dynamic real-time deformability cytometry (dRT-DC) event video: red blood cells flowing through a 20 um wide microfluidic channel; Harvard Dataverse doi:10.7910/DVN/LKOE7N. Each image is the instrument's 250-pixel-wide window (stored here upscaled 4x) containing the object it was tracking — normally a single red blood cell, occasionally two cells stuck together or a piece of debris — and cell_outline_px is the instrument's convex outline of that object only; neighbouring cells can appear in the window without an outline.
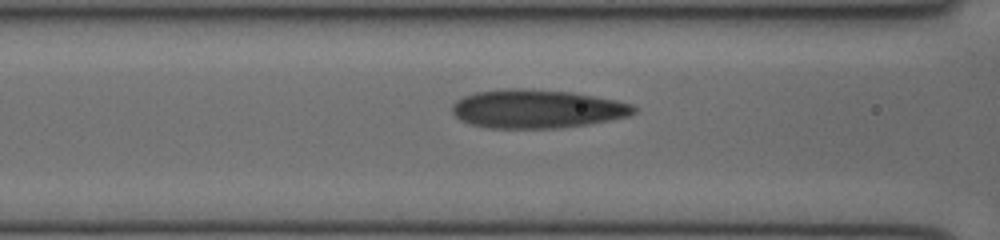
{"species": "human", "species_latin": "Homo sapiens", "temperature_condition": "cold", "stored_images_in_passage": 35, "camera_frame_rate_fps": 3000, "um_per_image_px": 0.085, "donor": {"sex": "female"}, "frame": {"image": 1, "passage_image": 13, "time_ms": 4.0, "image_size_px": [1000, 240], "cell_outline_px": [[636, 112], [628, 116], [608, 120], [560, 128], [488, 128], [472, 124], [460, 120], [452, 112], [452, 104], [456, 100], [464, 96], [476, 92], [504, 88], [524, 88], [572, 92], [616, 100], [632, 104], [636, 108]], "centroid_in_image_um": [45.61, 9.24], "position_along_channel_um": 121.0, "area_um2": 40.81}}
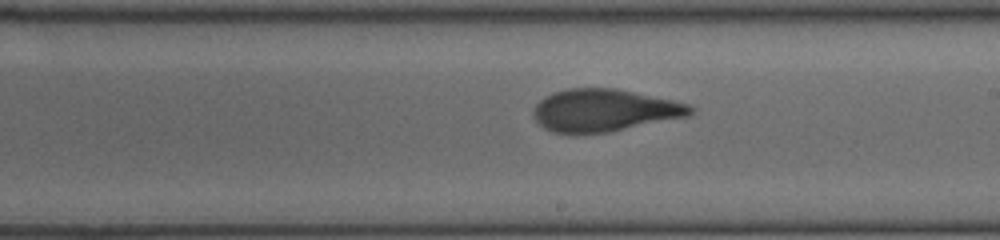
{"frame": {"image": 2, "passage_image": 21, "time_ms": 6.667, "image_size_px": [1000, 240], "cell_outline_px": [[696, 108], [688, 116], [608, 132], [572, 136], [552, 132], [544, 128], [536, 120], [532, 112], [536, 104], [540, 100], [552, 92], [568, 88], [616, 88], [672, 100], [688, 104]], "centroid_in_image_um": [51.31, 9.4], "position_along_channel_um": 237.7, "area_um2": 39.13}}
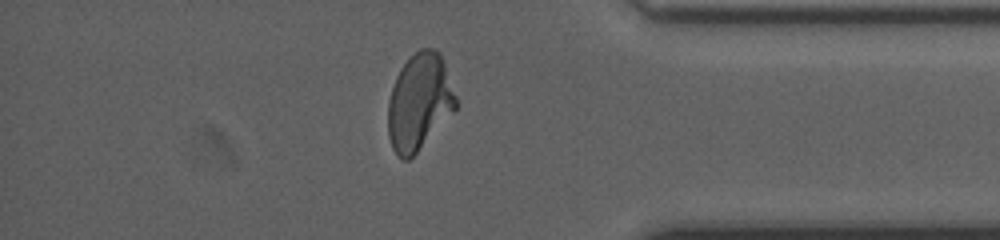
{"frame": {"image": 3, "passage_image": 33, "time_ms": 10.667, "image_size_px": [1000, 240], "cell_outline_px": [[456, 108], [416, 152], [408, 160], [404, 160], [392, 148], [388, 136], [388, 100], [396, 76], [400, 68], [420, 48], [436, 48], [440, 52], [456, 96]], "centroid_in_image_um": [35.63, 8.64], "position_along_channel_um": 399.6, "area_um2": 37.57}}